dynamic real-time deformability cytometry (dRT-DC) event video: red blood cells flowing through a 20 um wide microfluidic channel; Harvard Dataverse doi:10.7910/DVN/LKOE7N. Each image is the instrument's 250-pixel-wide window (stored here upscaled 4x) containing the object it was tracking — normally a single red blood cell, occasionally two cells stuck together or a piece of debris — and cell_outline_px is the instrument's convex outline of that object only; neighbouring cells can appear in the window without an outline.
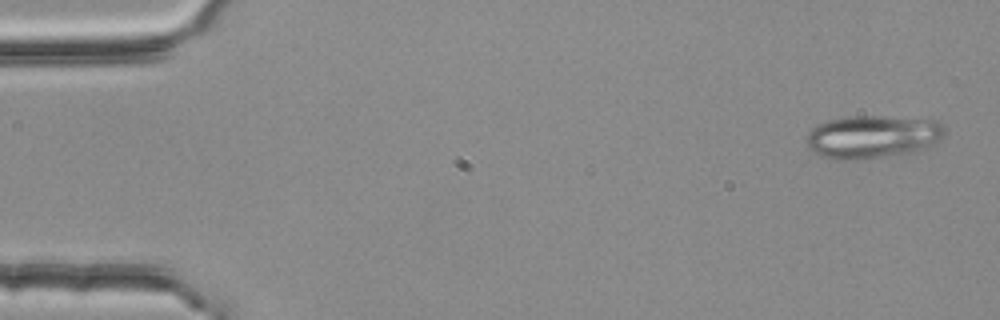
{"species": "common noctule bat (a hibernating species)", "species_latin": "Nyctalus noctula", "temperature_condition": "room temperature", "stored_images_in_passage": 4, "segment_of_instrument_passage": [2, 2], "camera_frame_rate_fps": 3000, "um_per_image_px": 0.085, "animal": {"sex": "female", "body_mass_g": 25.1}, "frame": {"image": 1, "passage_image": 4, "time_ms": 1.0, "image_size_px": [1000, 320], "cell_outline_px": [[944, 136], [924, 148], [916, 152], [896, 156], [856, 160], [836, 160], [820, 156], [812, 152], [808, 148], [804, 136], [816, 124], [824, 120], [848, 116], [880, 116], [936, 120], [944, 128]], "centroid_in_image_um": [74.08, 11.64], "position_along_channel_um": 10.9, "area_um2": 35.32}}